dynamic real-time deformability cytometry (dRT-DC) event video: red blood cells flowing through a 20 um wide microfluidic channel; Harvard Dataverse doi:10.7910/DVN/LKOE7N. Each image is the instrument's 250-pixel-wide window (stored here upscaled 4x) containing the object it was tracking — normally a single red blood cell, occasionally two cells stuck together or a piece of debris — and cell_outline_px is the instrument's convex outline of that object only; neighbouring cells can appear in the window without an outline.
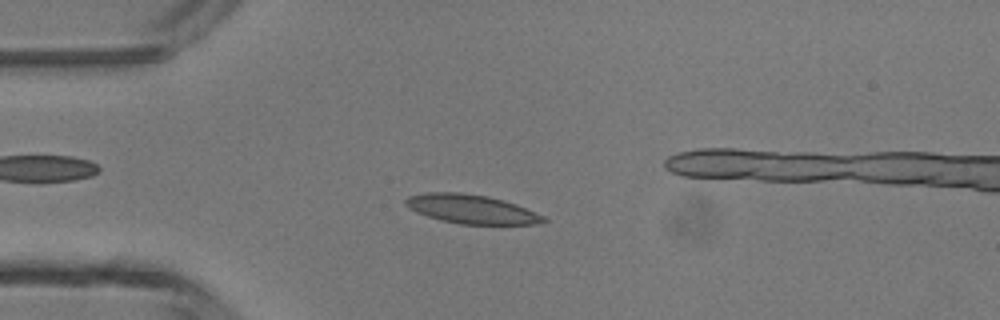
{"species": "common noctule bat (a hibernating species)", "species_latin": "Nyctalus noctula", "temperature_condition": "room temperature", "stored_images_in_passage": 47, "camera_frame_rate_fps": 3000, "um_per_image_px": 0.085, "animal": {"sex": "male", "body_mass_g": 13.3}, "frame": {"image": 1, "passage_image": 11, "time_ms": 3.333, "image_size_px": [1000, 320], "cell_outline_px": [[548, 220], [536, 224], [460, 224], [428, 216], [416, 212], [408, 208], [404, 204], [404, 200], [408, 196], [428, 192], [460, 192], [488, 196], [504, 200], [516, 204], [544, 216]], "centroid_in_image_um": [40.05, 17.76], "position_along_channel_um": 45.0, "area_um2": 23.18}}
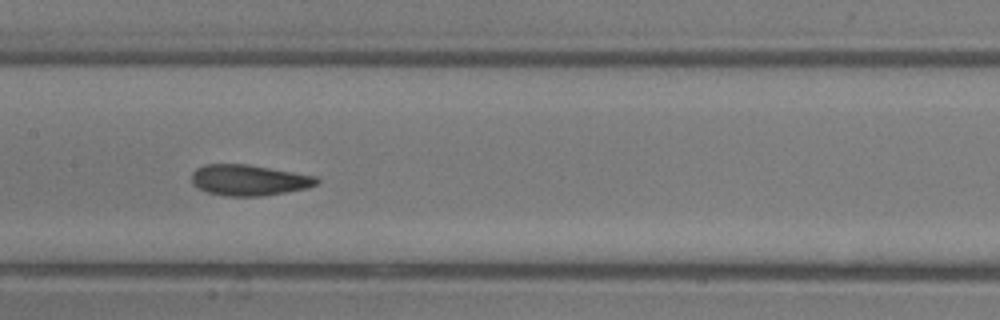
{"frame": {"image": 2, "passage_image": 22, "time_ms": 7.0, "image_size_px": [1000, 320], "cell_outline_px": [[320, 180], [316, 184], [308, 188], [264, 196], [224, 196], [208, 192], [196, 188], [192, 184], [192, 172], [196, 168], [204, 164], [248, 164], [316, 176]], "centroid_in_image_um": [21.13, 15.31], "position_along_channel_um": 186.3, "area_um2": 22.66}}
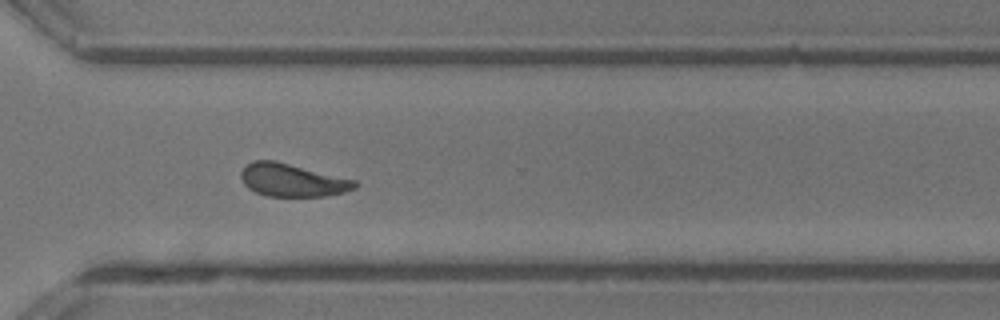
{"frame": {"image": 3, "passage_image": 33, "time_ms": 10.667, "image_size_px": [1000, 320], "cell_outline_px": [[360, 184], [356, 188], [344, 192], [324, 196], [268, 196], [256, 192], [248, 188], [244, 184], [240, 176], [240, 172], [252, 160], [276, 160], [356, 180]], "centroid_in_image_um": [24.86, 15.3], "position_along_channel_um": 345.7, "area_um2": 21.91}}